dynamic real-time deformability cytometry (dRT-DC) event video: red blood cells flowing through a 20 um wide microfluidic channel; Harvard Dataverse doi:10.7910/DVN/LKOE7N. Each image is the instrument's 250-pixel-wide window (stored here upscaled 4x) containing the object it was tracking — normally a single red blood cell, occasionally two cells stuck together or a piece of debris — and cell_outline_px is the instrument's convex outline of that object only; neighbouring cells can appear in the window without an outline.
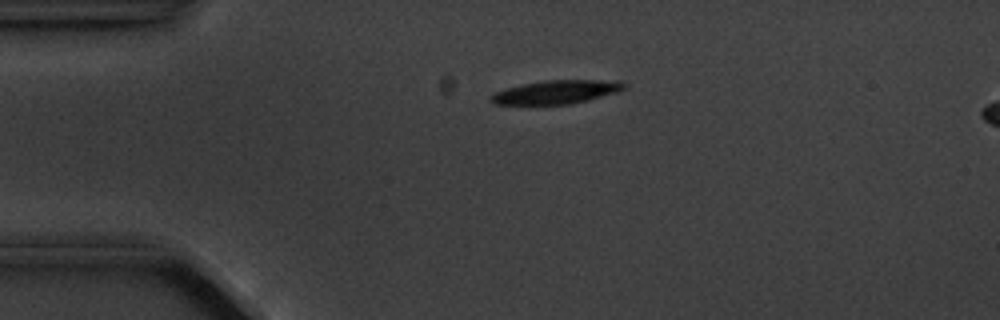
{"species": "common noctule bat (a hibernating species)", "species_latin": "Nyctalus noctula", "temperature_condition": "cold", "stored_images_in_passage": 2, "camera_frame_rate_fps": 3000, "um_per_image_px": 0.085, "animal": {"sex": "male", "body_mass_g": 20.1, "forearm_length_mm": 53.5}, "frame": {"image": 1, "passage_image": 1, "time_ms": 0.0, "image_size_px": [1000, 320], "cell_outline_px": [[628, 84], [624, 88], [616, 92], [588, 100], [568, 104], [496, 104], [488, 100], [488, 96], [496, 92], [520, 84], [544, 80], [620, 80]], "centroid_in_image_um": [47.28, 7.81], "position_along_channel_um": 37.7, "area_um2": 18.26}}